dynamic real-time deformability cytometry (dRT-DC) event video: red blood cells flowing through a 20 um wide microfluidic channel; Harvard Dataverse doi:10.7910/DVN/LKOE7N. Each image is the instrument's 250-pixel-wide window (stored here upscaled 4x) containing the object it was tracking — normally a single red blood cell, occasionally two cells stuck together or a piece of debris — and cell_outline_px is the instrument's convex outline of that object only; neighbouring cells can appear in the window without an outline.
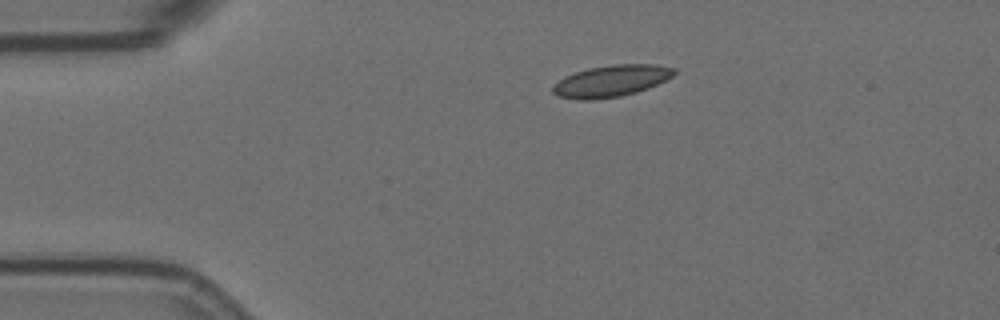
{"species": "Egyptian fruit bat (a non-hibernating species)", "species_latin": "Rousettus aegyptiacus", "temperature_condition": "room temperature", "stored_images_in_passage": 2, "camera_frame_rate_fps": 3000, "um_per_image_px": 0.085, "animal": {"sex": "female"}, "frame": {"image": 1, "passage_image": 1, "time_ms": 0.0, "image_size_px": [1000, 320], "cell_outline_px": [[676, 72], [672, 76], [648, 88], [636, 92], [620, 96], [592, 100], [580, 100], [556, 96], [552, 92], [552, 88], [564, 76], [588, 68], [612, 64], [656, 64], [676, 68]], "centroid_in_image_um": [51.94, 6.88], "position_along_channel_um": 33.1, "area_um2": 22.31}}